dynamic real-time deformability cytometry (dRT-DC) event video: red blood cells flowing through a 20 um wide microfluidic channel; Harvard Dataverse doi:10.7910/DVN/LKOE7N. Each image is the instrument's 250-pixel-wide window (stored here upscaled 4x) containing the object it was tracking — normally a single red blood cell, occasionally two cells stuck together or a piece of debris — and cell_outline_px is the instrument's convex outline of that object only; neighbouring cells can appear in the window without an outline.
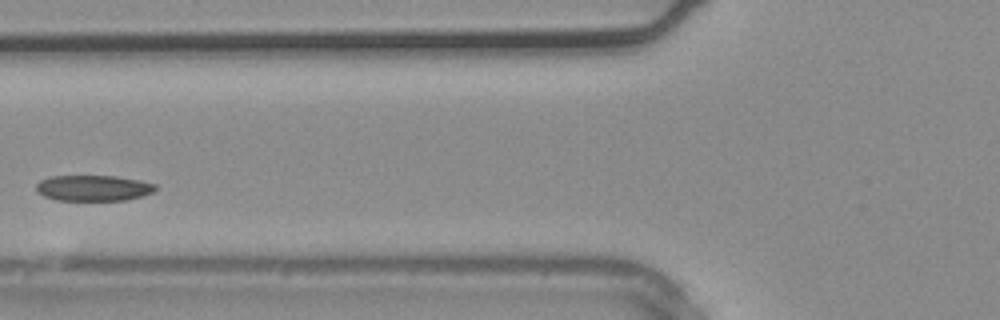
{"species": "common noctule bat (a hibernating species)", "species_latin": "Nyctalus noctula", "temperature_condition": "warm", "stored_images_in_passage": 33, "camera_frame_rate_fps": 3000, "um_per_image_px": 0.085, "animal": {"sex": "male", "body_mass_g": 20.4}, "frame": {"image": 1, "passage_image": 10, "time_ms": 3.0, "image_size_px": [1000, 320], "cell_outline_px": [[156, 188], [152, 192], [144, 196], [128, 200], [56, 200], [44, 196], [36, 192], [36, 184], [40, 180], [52, 176], [116, 176], [156, 184]], "centroid_in_image_um": [7.91, 15.99], "position_along_channel_um": 117.9, "area_um2": 17.92}}